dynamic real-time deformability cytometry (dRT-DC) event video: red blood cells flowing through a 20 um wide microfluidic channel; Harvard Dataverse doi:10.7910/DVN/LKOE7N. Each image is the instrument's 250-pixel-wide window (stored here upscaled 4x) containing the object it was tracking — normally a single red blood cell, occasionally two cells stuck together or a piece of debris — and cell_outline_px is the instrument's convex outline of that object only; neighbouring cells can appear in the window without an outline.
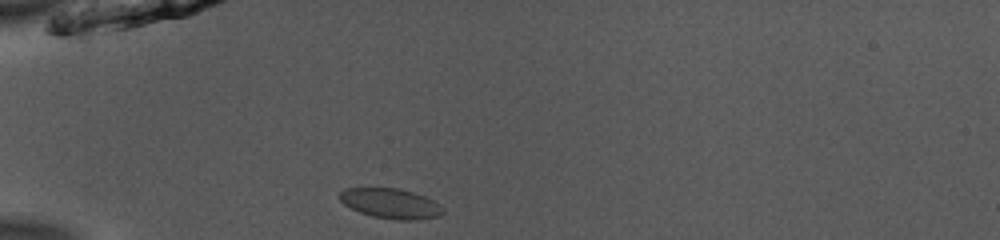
{"species": "common noctule bat (a hibernating species)", "species_latin": "Nyctalus noctula", "temperature_condition": "room temperature", "stored_images_in_passage": 37, "camera_frame_rate_fps": 3000, "um_per_image_px": 0.085, "animal": {"sex": "male", "body_mass_g": 13.0, "forearm_length_mm": 53.1}, "frame": {"image": 1, "passage_image": 1, "time_ms": 0.0, "image_size_px": [1000, 240], "cell_outline_px": [[444, 212], [440, 216], [416, 220], [396, 220], [372, 216], [360, 212], [344, 204], [340, 200], [340, 192], [344, 188], [400, 188], [424, 196], [440, 204], [444, 208]], "centroid_in_image_um": [33.23, 17.3], "position_along_channel_um": 51.8, "area_um2": 18.09}}
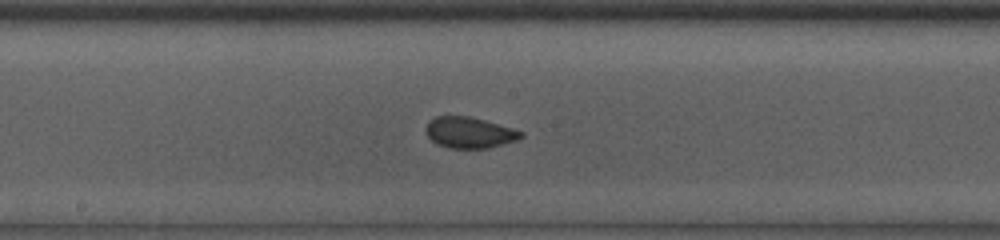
{"frame": {"image": 2, "passage_image": 14, "time_ms": 4.333, "image_size_px": [1000, 240], "cell_outline_px": [[524, 136], [516, 140], [488, 148], [448, 148], [436, 144], [428, 136], [424, 128], [428, 120], [436, 116], [468, 116], [484, 120], [512, 128], [524, 132]], "centroid_in_image_um": [39.86, 11.26], "position_along_channel_um": 208.3, "area_um2": 17.22}}
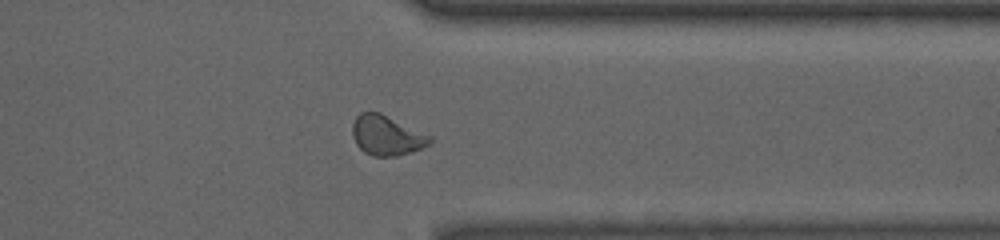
{"frame": {"image": 3, "passage_image": 27, "time_ms": 8.667, "image_size_px": [1000, 240], "cell_outline_px": [[432, 140], [428, 144], [412, 152], [396, 156], [372, 156], [364, 152], [356, 144], [352, 136], [352, 124], [356, 116], [360, 112], [380, 112], [432, 136]], "centroid_in_image_um": [32.84, 11.5], "position_along_channel_um": 378.6, "area_um2": 18.03}, "authors_computed_cell_mechanics": {"area_um2": 17.5134, "velocity_mm_per_s": 3.9552, "shape_relaxation_time_tau1_ms": 3.8672, "shape_relaxation_time_tau2_ms": null, "deformation_change_tau1": 0.093, "deformation_change_tau2": null}}